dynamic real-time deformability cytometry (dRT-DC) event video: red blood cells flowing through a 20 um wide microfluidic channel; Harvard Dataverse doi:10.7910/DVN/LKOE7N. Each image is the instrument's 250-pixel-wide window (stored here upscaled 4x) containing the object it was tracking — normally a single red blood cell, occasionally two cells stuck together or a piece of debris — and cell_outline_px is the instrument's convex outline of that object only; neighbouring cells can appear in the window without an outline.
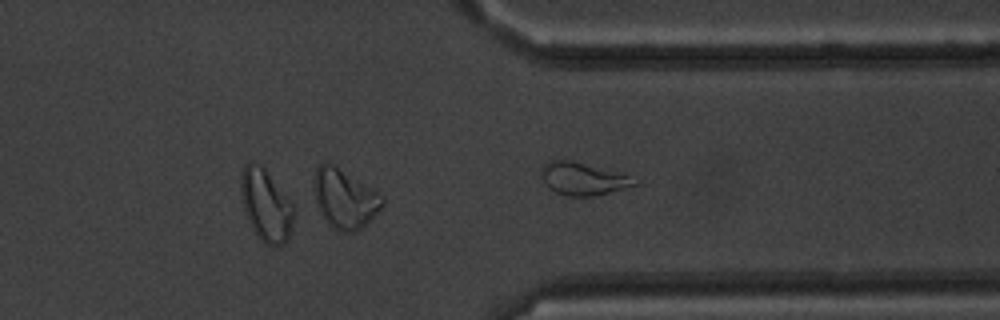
{"species": "common noctule bat (a hibernating species)", "species_latin": "Nyctalus noctula", "temperature_condition": "warm", "stored_images_in_passage": 26, "segment_of_instrument_passage": [2, 2], "camera_frame_rate_fps": 3000, "um_per_image_px": 0.085, "animal": {"sex": "male", "body_mass_g": 20.1, "forearm_length_mm": 53.5}, "frame": {"image": 1, "passage_image": 26, "time_ms": 8.333, "image_size_px": [1000, 320], "cell_outline_px": [[640, 184], [592, 196], [564, 196], [548, 188], [540, 172], [540, 164], [552, 160], [572, 160], [628, 176], [640, 180]], "centroid_in_image_um": [49.5, 15.19], "position_along_channel_um": 361.9, "area_um2": 17.57}}